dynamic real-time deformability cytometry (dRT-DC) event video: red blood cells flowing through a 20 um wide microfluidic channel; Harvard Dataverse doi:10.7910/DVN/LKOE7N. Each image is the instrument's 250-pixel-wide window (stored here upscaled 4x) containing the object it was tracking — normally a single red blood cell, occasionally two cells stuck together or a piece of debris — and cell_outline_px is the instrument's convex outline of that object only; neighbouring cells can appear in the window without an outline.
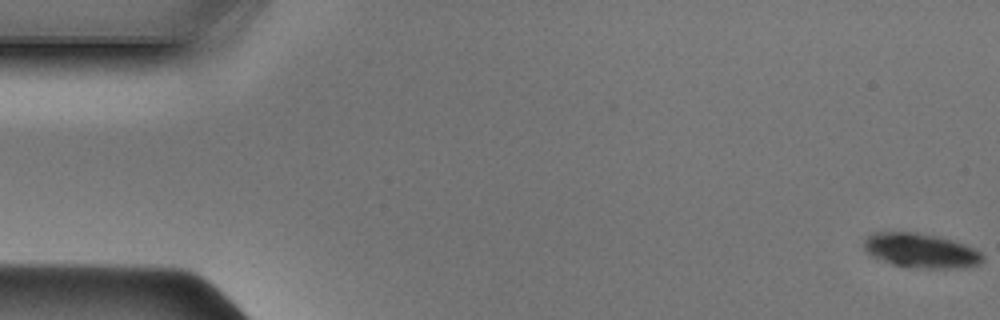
{"species": "Egyptian fruit bat (a non-hibernating species)", "species_latin": "Rousettus aegyptiacus", "temperature_condition": "cold", "stored_images_in_passage": 48, "camera_frame_rate_fps": 3000, "um_per_image_px": 0.085, "animal": {"sex": "male"}, "frame": {"image": 1, "passage_image": 1, "time_ms": 0.0, "image_size_px": [1000, 320], "cell_outline_px": [[984, 260], [980, 264], [968, 268], [904, 268], [880, 260], [872, 256], [864, 248], [864, 240], [872, 232], [916, 232], [936, 236], [952, 240], [964, 244], [980, 252], [984, 256]], "centroid_in_image_um": [78.28, 21.32], "position_along_channel_um": 6.7, "area_um2": 24.1}}
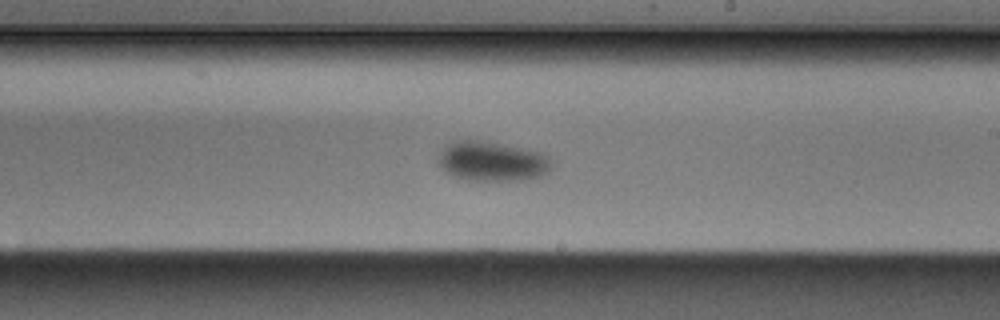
{"frame": {"image": 2, "passage_image": 28, "time_ms": 9.0, "image_size_px": [1000, 320], "cell_outline_px": [[556, 164], [548, 172], [540, 176], [524, 180], [468, 180], [452, 176], [436, 164], [436, 156], [444, 144], [456, 140], [476, 140], [500, 144], [544, 152]], "centroid_in_image_um": [41.8, 13.71], "position_along_channel_um": 247.2, "area_um2": 26.82}}
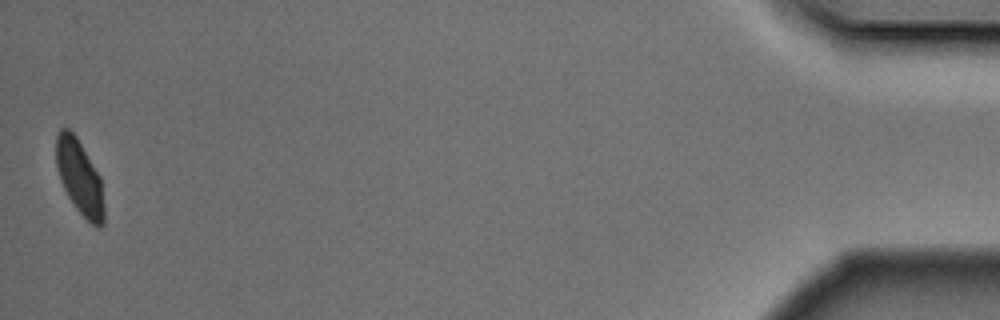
{"frame": {"image": 3, "passage_image": 48, "time_ms": 15.667, "image_size_px": [1000, 320], "cell_outline_px": [[104, 224], [100, 228], [96, 228], [76, 208], [68, 196], [60, 180], [56, 164], [56, 136], [60, 128], [68, 128], [76, 136], [100, 176], [104, 208]], "centroid_in_image_um": [6.76, 15.08], "position_along_channel_um": 428.4, "area_um2": 20.69}}